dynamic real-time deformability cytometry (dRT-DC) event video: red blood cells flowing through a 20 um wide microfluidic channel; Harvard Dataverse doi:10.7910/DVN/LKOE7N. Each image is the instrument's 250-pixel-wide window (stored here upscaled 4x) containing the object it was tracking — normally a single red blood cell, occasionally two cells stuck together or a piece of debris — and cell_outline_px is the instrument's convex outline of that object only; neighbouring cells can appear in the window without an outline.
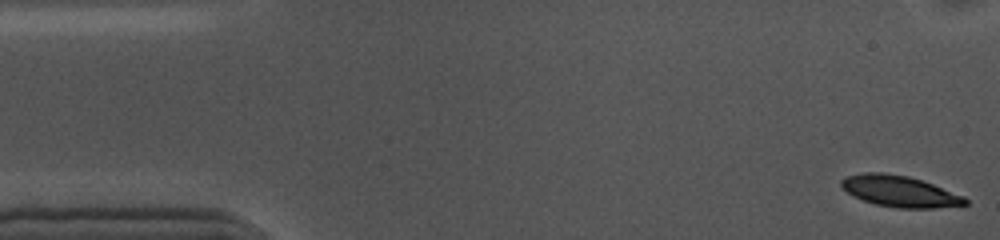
{"species": "common noctule bat (a hibernating species)", "species_latin": "Nyctalus noctula", "temperature_condition": "cold", "stored_images_in_passage": 55, "camera_frame_rate_fps": 3000, "um_per_image_px": 0.085, "animal": {"sex": "female", "body_mass_g": 10.0, "forearm_length_mm": 53.1}, "frame": {"image": 1, "passage_image": 1, "time_ms": 0.0, "image_size_px": [1000, 240], "cell_outline_px": [[968, 204], [932, 208], [900, 208], [876, 204], [852, 196], [840, 184], [840, 180], [844, 176], [864, 172], [884, 172], [908, 176], [932, 184], [964, 196], [968, 200]], "centroid_in_image_um": [76.44, 16.25], "position_along_channel_um": 8.6, "area_um2": 22.37}}
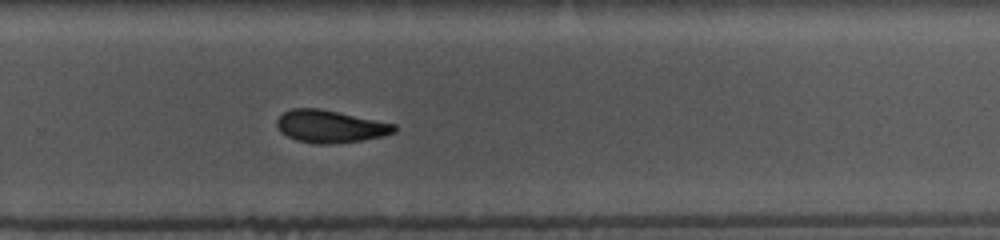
{"frame": {"image": 2, "passage_image": 35, "time_ms": 11.333, "image_size_px": [1000, 240], "cell_outline_px": [[396, 132], [384, 136], [360, 140], [328, 144], [316, 144], [296, 140], [280, 132], [276, 124], [276, 120], [284, 112], [292, 108], [320, 108], [396, 124]], "centroid_in_image_um": [28.06, 10.74], "position_along_channel_um": 301.7, "area_um2": 22.2}}
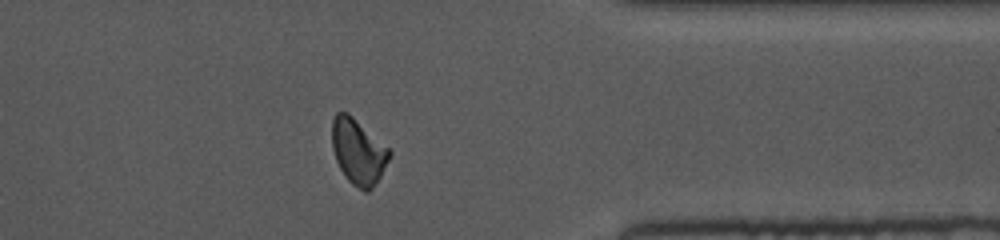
{"frame": {"image": 3, "passage_image": 43, "time_ms": 14.0, "image_size_px": [1000, 240], "cell_outline_px": [[392, 156], [380, 176], [372, 188], [368, 192], [364, 192], [352, 184], [348, 180], [340, 168], [336, 160], [332, 148], [332, 120], [336, 112], [348, 112], [388, 148], [392, 152]], "centroid_in_image_um": [30.45, 12.89], "position_along_channel_um": 381.0, "area_um2": 21.79}, "authors_computed_cell_mechanics": {"area_um2": 22.7732, "velocity_mm_per_s": 3.5462, "shape_relaxation_time_tau1_ms": 3.5039, "shape_relaxation_time_tau2_ms": 5.7301, "deformation_change_tau1": 0.1155, "deformation_change_tau2": 0.1114}}